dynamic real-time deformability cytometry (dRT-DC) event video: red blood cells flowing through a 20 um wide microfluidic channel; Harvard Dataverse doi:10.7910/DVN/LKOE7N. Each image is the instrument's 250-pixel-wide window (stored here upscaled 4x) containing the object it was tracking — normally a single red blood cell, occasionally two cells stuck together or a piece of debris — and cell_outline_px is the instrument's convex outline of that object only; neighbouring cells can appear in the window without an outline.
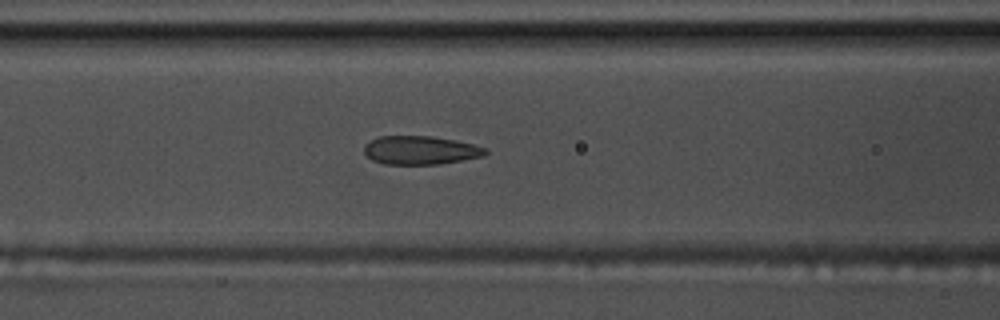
{"species": "common noctule bat (a hibernating species)", "species_latin": "Nyctalus noctula", "temperature_condition": "warm", "stored_images_in_passage": 57, "camera_frame_rate_fps": 3000, "um_per_image_px": 0.085, "animal": {"sex": "male", "body_mass_g": 17.5, "forearm_length_mm": 52.3}, "frame": {"image": 1, "passage_image": 24, "time_ms": 7.667, "image_size_px": [1000, 320], "cell_outline_px": [[488, 152], [484, 156], [436, 164], [384, 164], [372, 160], [364, 152], [364, 144], [380, 136], [432, 136], [456, 140], [488, 148]], "centroid_in_image_um": [35.74, 12.76], "position_along_channel_um": 130.9, "area_um2": 20.11}}
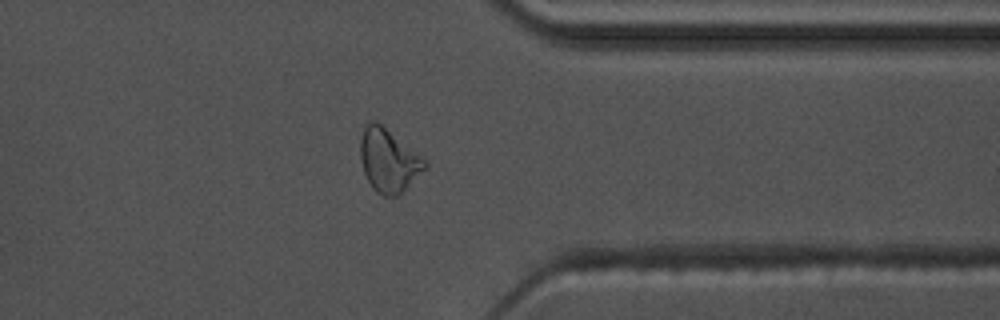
{"frame": {"image": 2, "passage_image": 45, "time_ms": 14.667, "image_size_px": [1000, 320], "cell_outline_px": [[428, 164], [396, 196], [384, 196], [376, 192], [372, 188], [364, 172], [360, 156], [360, 136], [364, 128], [372, 120], [376, 120], [420, 156]], "centroid_in_image_um": [32.96, 13.62], "position_along_channel_um": 378.4, "area_um2": 22.89}}
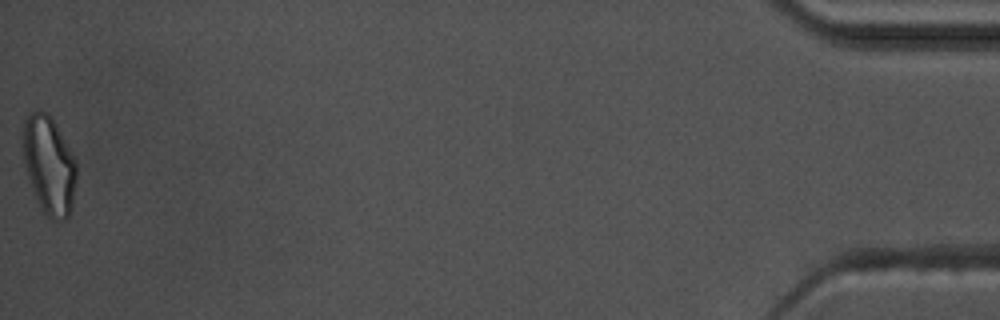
{"frame": {"image": 3, "passage_image": 57, "time_ms": 18.667, "image_size_px": [1000, 320], "cell_outline_px": [[76, 180], [72, 208], [68, 216], [64, 220], [52, 220], [44, 212], [36, 196], [28, 176], [24, 160], [24, 120], [28, 112], [36, 108], [48, 112], [52, 116], [76, 160]], "centroid_in_image_um": [4.19, 13.98], "position_along_channel_um": 431.0, "area_um2": 30.52}, "authors_computed_cell_mechanics": {"area_um2": 21.7328, "velocity_mm_per_s": 3.6289, "shape_relaxation_time_tau1_ms": null, "shape_relaxation_time_tau2_ms": 1.6902, "deformation_change_tau1": null, "deformation_change_tau2": 0.0687}}